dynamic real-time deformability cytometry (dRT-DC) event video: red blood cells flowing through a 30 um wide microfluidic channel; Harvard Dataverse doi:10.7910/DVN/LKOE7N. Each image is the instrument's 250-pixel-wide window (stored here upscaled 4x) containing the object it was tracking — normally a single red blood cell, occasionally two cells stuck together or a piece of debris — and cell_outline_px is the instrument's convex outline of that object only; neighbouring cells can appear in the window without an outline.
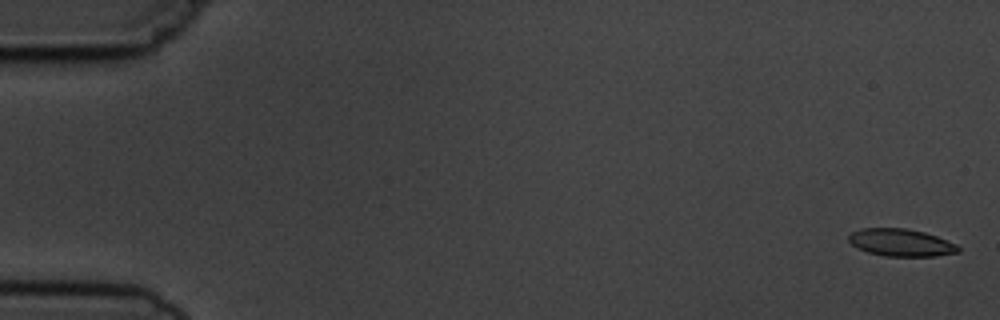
{"species": "common noctule bat (a hibernating species)", "species_latin": "Nyctalus noctula", "temperature_condition": "cold", "stored_images_in_passage": 5, "camera_frame_rate_fps": 3000, "um_per_image_px": 0.085, "animal": {"sex": "male", "body_mass_g": 19.5, "forearm_length_mm": 54.6}, "frame": {"image": 1, "passage_image": 1, "time_ms": 0.0, "image_size_px": [1000, 320], "cell_outline_px": [[960, 252], [936, 256], [884, 256], [868, 252], [852, 244], [848, 240], [848, 236], [852, 232], [860, 228], [904, 228], [924, 232], [936, 236], [956, 244], [960, 248]], "centroid_in_image_um": [76.59, 20.62], "position_along_channel_um": 8.4, "area_um2": 17.4}}
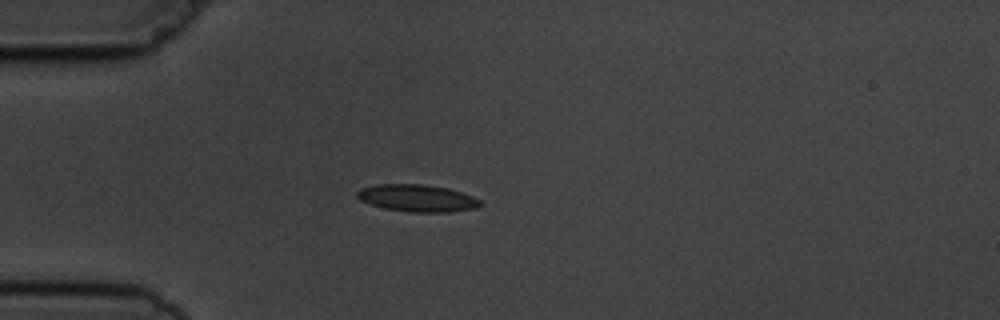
{"frame": {"image": 2, "passage_image": 5, "time_ms": 4.667, "image_size_px": [1000, 320], "cell_outline_px": [[484, 204], [476, 208], [448, 212], [412, 212], [384, 208], [360, 200], [356, 196], [356, 192], [360, 188], [376, 184], [424, 184], [448, 188], [472, 196], [480, 200]], "centroid_in_image_um": [35.46, 16.83], "position_along_channel_um": 49.5, "area_um2": 19.48}}